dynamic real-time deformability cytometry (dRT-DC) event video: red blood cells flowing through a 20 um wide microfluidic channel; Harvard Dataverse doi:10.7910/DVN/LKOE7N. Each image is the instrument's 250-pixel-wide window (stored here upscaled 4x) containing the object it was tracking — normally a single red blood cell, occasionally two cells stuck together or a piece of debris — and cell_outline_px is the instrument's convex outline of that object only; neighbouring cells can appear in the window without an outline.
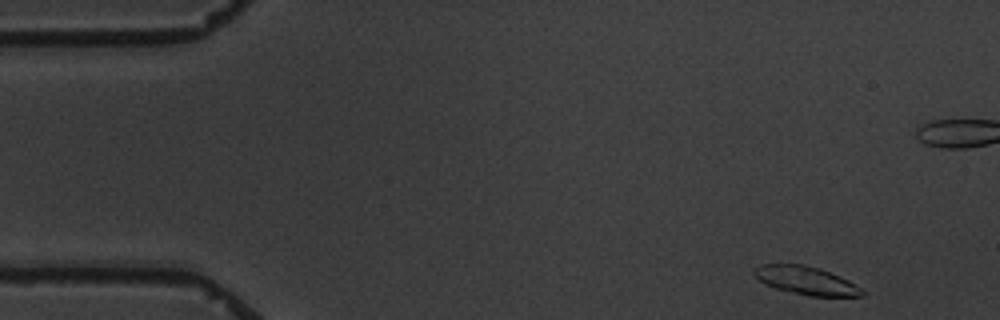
{"species": "common noctule bat (a hibernating species)", "species_latin": "Nyctalus noctula", "temperature_condition": "warm", "stored_images_in_passage": 5, "camera_frame_rate_fps": 3000, "um_per_image_px": 0.085, "animal": {"sex": "male", "body_mass_g": 19.5, "forearm_length_mm": 54.6}, "frame": {"image": 1, "passage_image": 1, "time_ms": 0.0, "image_size_px": [1000, 320], "cell_outline_px": [[864, 296], [808, 296], [776, 288], [764, 284], [752, 272], [752, 268], [760, 264], [804, 264], [820, 268], [840, 276], [848, 280], [860, 288], [864, 292]], "centroid_in_image_um": [68.48, 23.83], "position_along_channel_um": 16.5, "area_um2": 17.74}}